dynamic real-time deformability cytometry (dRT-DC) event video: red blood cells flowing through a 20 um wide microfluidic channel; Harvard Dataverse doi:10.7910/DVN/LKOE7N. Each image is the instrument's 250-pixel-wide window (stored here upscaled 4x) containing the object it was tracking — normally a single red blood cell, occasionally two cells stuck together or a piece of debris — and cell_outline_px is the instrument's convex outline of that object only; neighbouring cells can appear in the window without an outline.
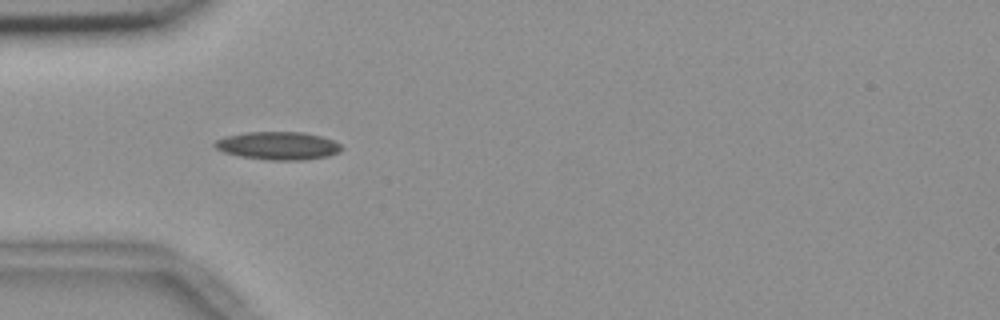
{"species": "common noctule bat (a hibernating species)", "species_latin": "Nyctalus noctula", "temperature_condition": "room temperature", "stored_images_in_passage": 13, "camera_frame_rate_fps": 3000, "um_per_image_px": 0.085, "animal": {"sex": "female", "body_mass_g": 18.4}, "frame": {"image": 1, "passage_image": 6, "time_ms": 1.667, "image_size_px": [1000, 320], "cell_outline_px": [[344, 148], [340, 152], [328, 156], [304, 160], [268, 160], [240, 156], [224, 152], [216, 148], [212, 144], [216, 140], [224, 136], [244, 132], [304, 132], [320, 136], [332, 140], [340, 144]], "centroid_in_image_um": [23.63, 12.38], "position_along_channel_um": 61.4, "area_um2": 20.81}}